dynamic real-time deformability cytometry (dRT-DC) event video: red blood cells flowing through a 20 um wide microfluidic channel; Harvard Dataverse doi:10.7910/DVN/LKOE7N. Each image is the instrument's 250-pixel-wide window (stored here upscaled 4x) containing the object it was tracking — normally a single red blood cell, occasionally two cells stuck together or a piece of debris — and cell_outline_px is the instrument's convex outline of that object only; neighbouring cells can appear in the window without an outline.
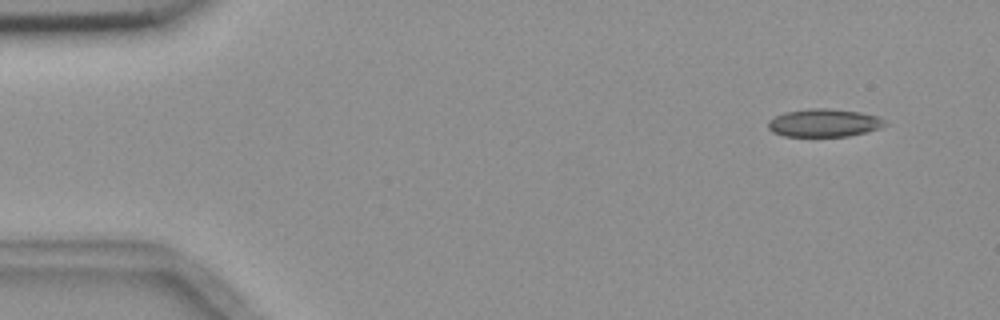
{"species": "common noctule bat (a hibernating species)", "species_latin": "Nyctalus noctula", "temperature_condition": "room temperature", "stored_images_in_passage": 5, "camera_frame_rate_fps": 3000, "um_per_image_px": 0.085, "animal": {"sex": "female", "body_mass_g": 18.4}, "frame": {"image": 1, "passage_image": 2, "time_ms": 1.0, "image_size_px": [1000, 320], "cell_outline_px": [[888, 124], [880, 128], [848, 136], [784, 136], [772, 132], [768, 128], [768, 120], [784, 112], [808, 108], [828, 108], [860, 112], [876, 116], [884, 120]], "centroid_in_image_um": [70.01, 10.44], "position_along_channel_um": 15.0, "area_um2": 19.02}}
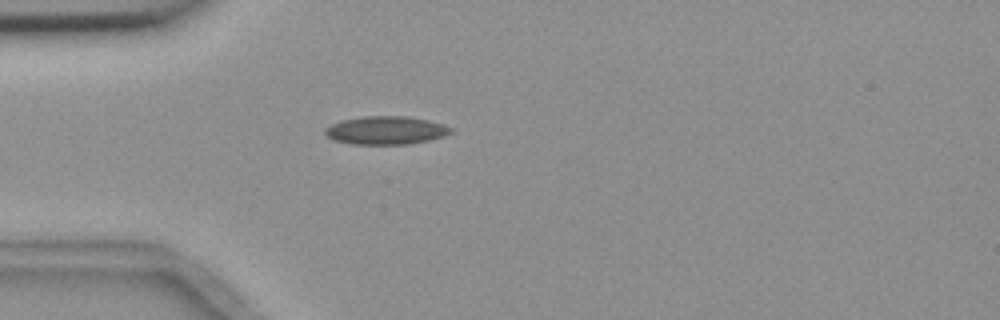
{"frame": {"image": 2, "passage_image": 5, "time_ms": 4.667, "image_size_px": [1000, 320], "cell_outline_px": [[452, 132], [444, 136], [428, 140], [408, 144], [352, 144], [332, 140], [324, 132], [324, 128], [332, 124], [344, 120], [364, 116], [408, 116], [428, 120], [452, 128]], "centroid_in_image_um": [32.78, 11.08], "position_along_channel_um": 52.2, "area_um2": 20.52}}